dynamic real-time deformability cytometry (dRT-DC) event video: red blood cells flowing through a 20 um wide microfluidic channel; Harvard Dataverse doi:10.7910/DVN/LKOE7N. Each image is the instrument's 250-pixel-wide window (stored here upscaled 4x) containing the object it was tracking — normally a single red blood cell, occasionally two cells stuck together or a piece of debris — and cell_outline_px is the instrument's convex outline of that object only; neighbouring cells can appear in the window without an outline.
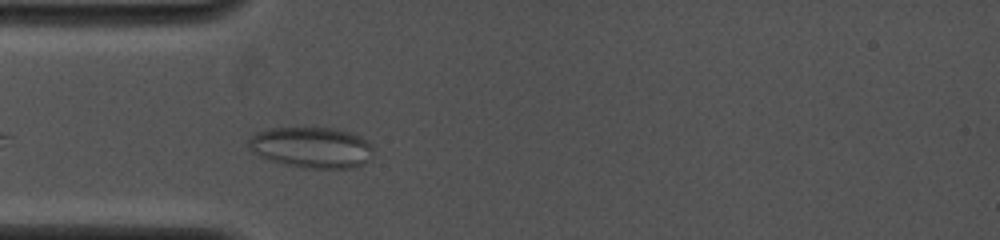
{"species": "common noctule bat (a hibernating species)", "species_latin": "Nyctalus noctula", "temperature_condition": "cold", "stored_images_in_passage": 37, "camera_frame_rate_fps": 4000, "um_per_image_px": 0.085, "animal": {"sex": "female", "body_mass_g": 19.0, "forearm_length_mm": 53.3}, "frame": {"image": 1, "passage_image": 4, "time_ms": 1.0, "image_size_px": [1000, 240], "cell_outline_px": [[372, 156], [364, 164], [352, 168], [308, 168], [284, 164], [260, 156], [248, 148], [248, 140], [256, 132], [272, 128], [332, 128], [356, 132], [368, 140], [372, 144]], "centroid_in_image_um": [26.54, 12.52], "position_along_channel_um": 58.5, "area_um2": 29.94}}
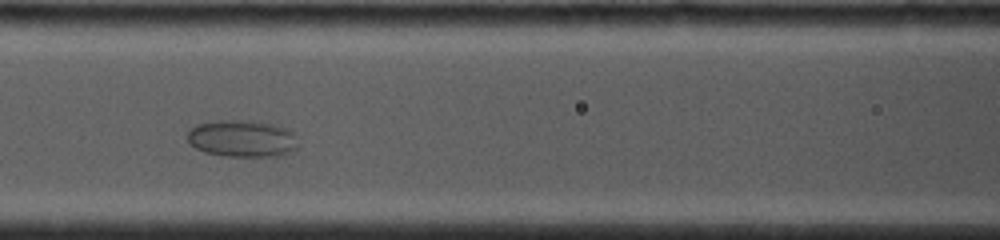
{"frame": {"image": 2, "passage_image": 11, "time_ms": 3.25, "image_size_px": [1000, 240], "cell_outline_px": [[296, 148], [292, 152], [280, 156], [224, 156], [204, 152], [188, 144], [188, 132], [192, 128], [200, 124], [220, 120], [252, 120], [276, 124], [288, 128], [292, 132], [296, 144]], "centroid_in_image_um": [20.59, 11.77], "position_along_channel_um": 146.0, "area_um2": 23.93}}
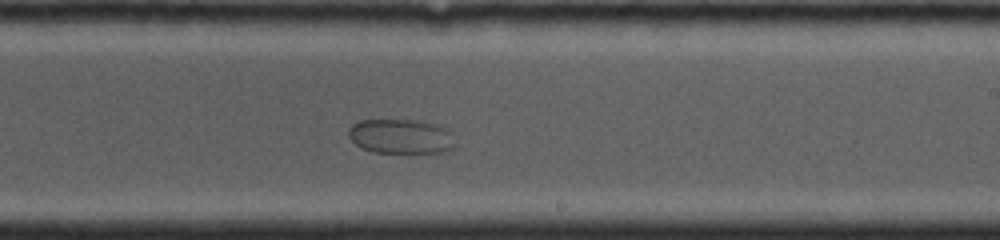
{"frame": {"image": 3, "passage_image": 19, "time_ms": 6.0, "image_size_px": [1000, 240], "cell_outline_px": [[456, 148], [444, 152], [372, 152], [360, 148], [348, 136], [348, 128], [352, 124], [360, 120], [420, 120], [436, 124], [448, 128]], "centroid_in_image_um": [34.07, 11.58], "position_along_channel_um": 254.9, "area_um2": 21.68}}